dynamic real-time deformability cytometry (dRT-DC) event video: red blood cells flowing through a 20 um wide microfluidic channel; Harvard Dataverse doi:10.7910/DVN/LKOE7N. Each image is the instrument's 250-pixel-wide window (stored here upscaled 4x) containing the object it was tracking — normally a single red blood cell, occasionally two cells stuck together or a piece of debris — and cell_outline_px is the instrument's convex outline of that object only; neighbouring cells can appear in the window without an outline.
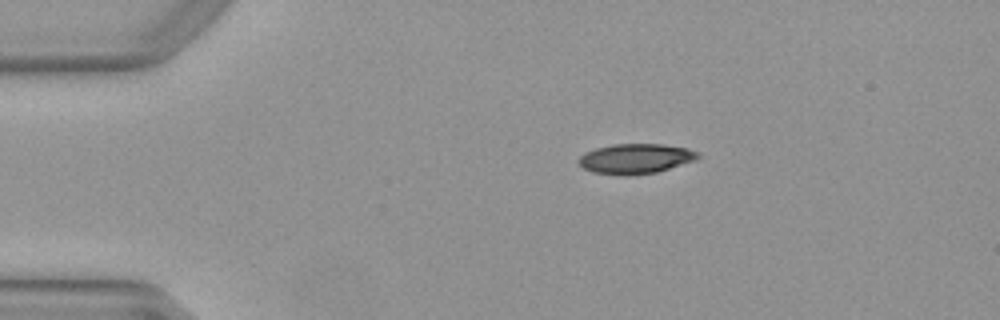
{"species": "Egyptian fruit bat (a non-hibernating species)", "species_latin": "Rousettus aegyptiacus", "temperature_condition": "warm", "stored_images_in_passage": 41, "camera_frame_rate_fps": 3000, "um_per_image_px": 0.085, "animal": {"sex": "female"}, "frame": {"image": 1, "passage_image": 1, "time_ms": 0.0, "image_size_px": [1000, 320], "cell_outline_px": [[700, 156], [696, 160], [656, 172], [628, 176], [620, 176], [592, 172], [584, 168], [576, 160], [584, 152], [596, 148], [612, 144], [664, 144], [688, 148], [700, 152]], "centroid_in_image_um": [54.02, 13.49], "position_along_channel_um": 31.0, "area_um2": 21.1}}
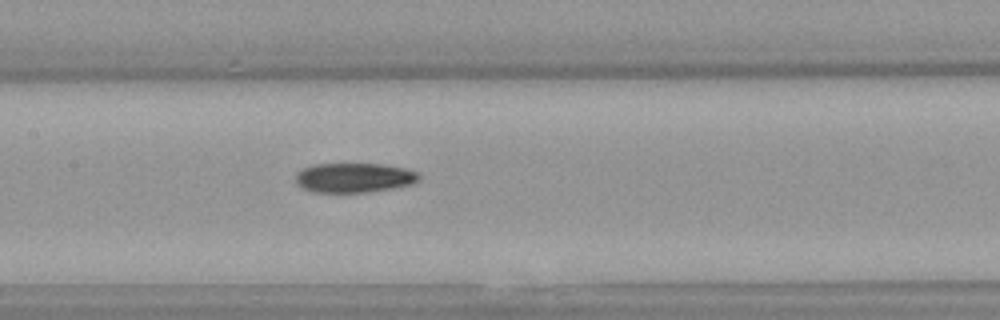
{"frame": {"image": 2, "passage_image": 16, "time_ms": 5.0, "image_size_px": [1000, 320], "cell_outline_px": [[420, 180], [412, 184], [392, 188], [368, 192], [312, 192], [296, 184], [296, 172], [312, 164], [384, 164], [404, 168], [416, 172], [420, 176]], "centroid_in_image_um": [30.09, 15.1], "position_along_channel_um": 177.3, "area_um2": 21.27}}
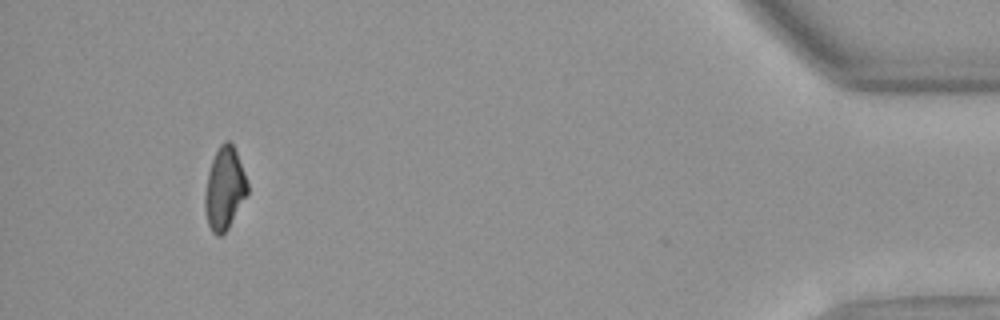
{"frame": {"image": 3, "passage_image": 39, "time_ms": 12.667, "image_size_px": [1000, 320], "cell_outline_px": [[248, 192], [228, 228], [220, 236], [216, 236], [212, 232], [208, 224], [204, 208], [204, 192], [208, 172], [212, 160], [220, 144], [224, 140], [228, 140], [232, 144], [236, 152], [244, 172], [248, 184]], "centroid_in_image_um": [19.06, 16.03], "position_along_channel_um": 416.1, "area_um2": 20.29}, "authors_computed_cell_mechanics": {"area_um2": 21.6172, "velocity_mm_per_s": 4.0143, "shape_relaxation_time_tau1_ms": 10.3439, "shape_relaxation_time_tau2_ms": 5.0965, "deformation_change_tau1": 0.2566, "deformation_change_tau2": 0.115}}